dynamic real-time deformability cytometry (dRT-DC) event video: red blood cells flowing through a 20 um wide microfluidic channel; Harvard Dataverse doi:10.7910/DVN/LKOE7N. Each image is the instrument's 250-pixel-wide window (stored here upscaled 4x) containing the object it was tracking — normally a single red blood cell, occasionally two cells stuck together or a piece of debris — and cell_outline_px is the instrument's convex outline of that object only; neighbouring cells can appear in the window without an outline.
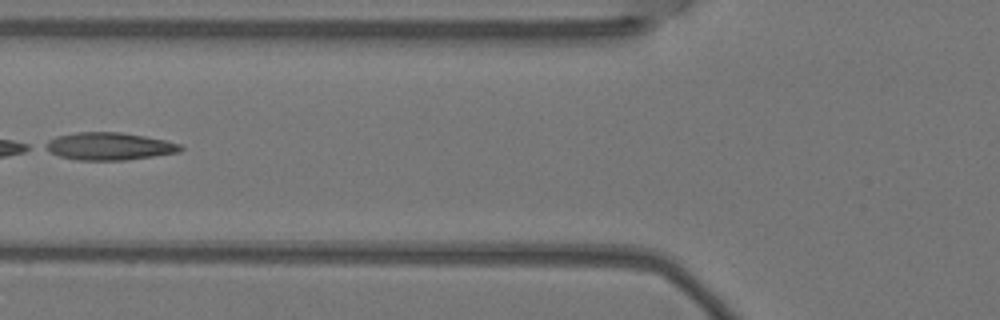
{"species": "Egyptian fruit bat (a non-hibernating species)", "species_latin": "Rousettus aegyptiacus", "temperature_condition": "warm", "stored_images_in_passage": 7, "camera_frame_rate_fps": 3000, "um_per_image_px": 0.085, "animal": {"sex": "female"}, "frame": {"image": 1, "passage_image": 6, "time_ms": 1.667, "image_size_px": [1000, 320], "cell_outline_px": [[184, 148], [180, 152], [124, 160], [76, 160], [60, 156], [44, 148], [40, 144], [56, 136], [76, 132], [120, 132], [144, 136], [164, 140], [180, 144]], "centroid_in_image_um": [9.23, 12.43], "position_along_channel_um": 116.6, "area_um2": 21.68}}
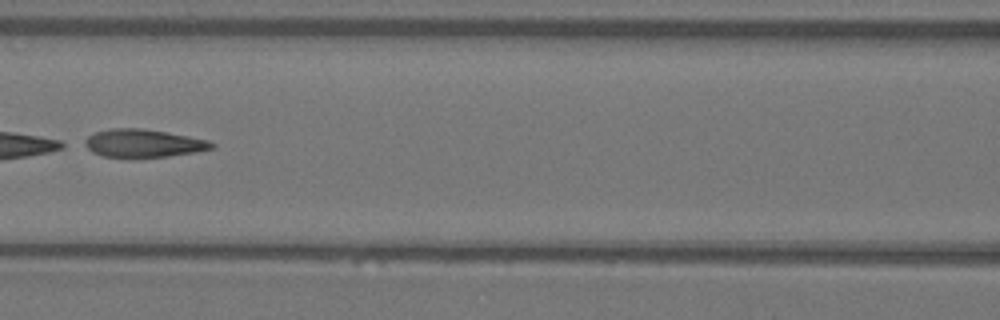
{"frame": {"image": 2, "passage_image": 7, "time_ms": 2.0, "image_size_px": [1000, 320], "cell_outline_px": [[216, 148], [196, 152], [168, 156], [132, 160], [104, 156], [92, 152], [80, 144], [80, 140], [96, 132], [112, 128], [144, 128], [188, 136], [208, 140], [216, 144]], "centroid_in_image_um": [12.12, 12.21], "position_along_channel_um": 154.5, "area_um2": 21.62}}